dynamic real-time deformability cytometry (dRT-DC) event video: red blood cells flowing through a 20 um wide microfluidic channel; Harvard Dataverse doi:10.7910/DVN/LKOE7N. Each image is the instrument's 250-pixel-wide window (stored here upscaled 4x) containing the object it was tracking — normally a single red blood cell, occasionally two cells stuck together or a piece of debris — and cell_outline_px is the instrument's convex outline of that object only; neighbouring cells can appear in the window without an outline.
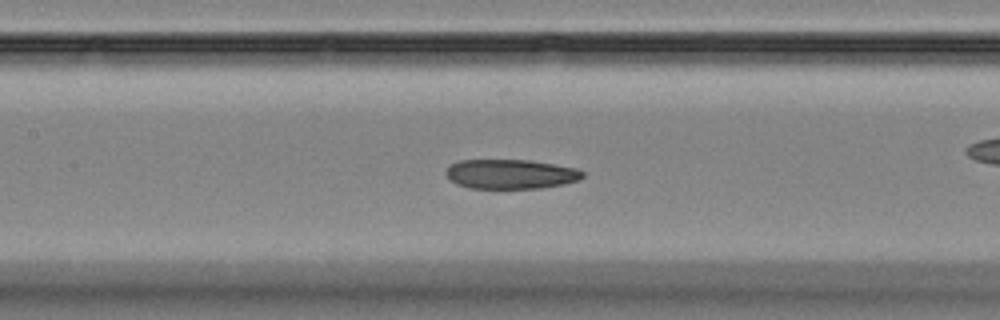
{"species": "Egyptian fruit bat (a non-hibernating species)", "species_latin": "Rousettus aegyptiacus", "temperature_condition": "room temperature", "stored_images_in_passage": 51, "camera_frame_rate_fps": 3000, "um_per_image_px": 0.085, "animal": {"sex": "female"}, "frame": {"image": 1, "passage_image": 25, "time_ms": 8.0, "image_size_px": [1000, 320], "cell_outline_px": [[584, 176], [580, 180], [564, 184], [540, 188], [472, 188], [456, 184], [444, 172], [452, 164], [460, 160], [528, 160], [576, 168], [584, 172]], "centroid_in_image_um": [43.43, 14.8], "position_along_channel_um": 164.0, "area_um2": 23.35}}
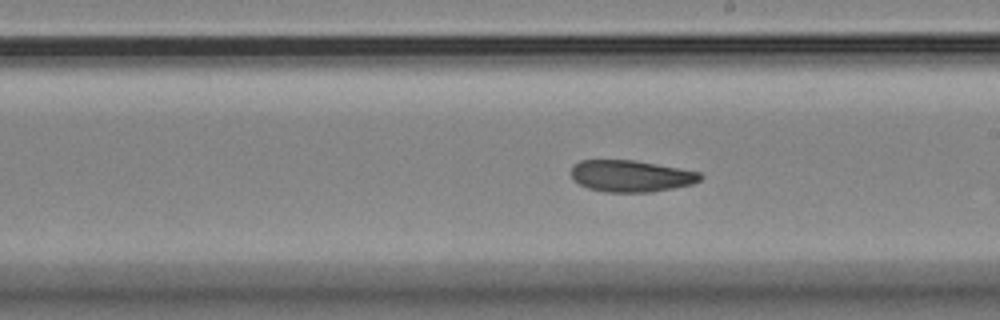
{"frame": {"image": 2, "passage_image": 31, "time_ms": 10.0, "image_size_px": [1000, 320], "cell_outline_px": [[704, 176], [700, 180], [692, 184], [652, 192], [608, 192], [588, 188], [580, 184], [572, 176], [572, 164], [580, 160], [632, 160], [656, 164], [700, 172]], "centroid_in_image_um": [53.64, 14.96], "position_along_channel_um": 235.4, "area_um2": 23.64}}
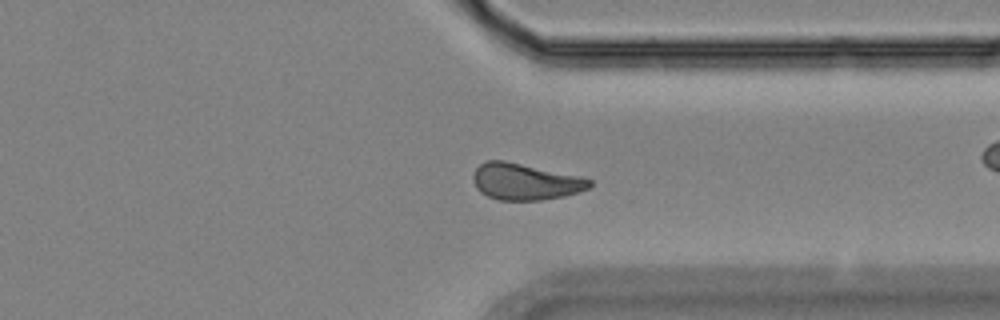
{"frame": {"image": 3, "passage_image": 42, "time_ms": 13.667, "image_size_px": [1000, 320], "cell_outline_px": [[592, 184], [588, 188], [580, 192], [564, 196], [540, 200], [500, 200], [488, 196], [480, 192], [476, 188], [472, 176], [476, 168], [480, 164], [488, 160], [504, 160], [580, 176], [592, 180]], "centroid_in_image_um": [44.64, 15.44], "position_along_channel_um": 366.8, "area_um2": 24.74}, "authors_computed_cell_mechanics": {"area_um2": 24.7384, "velocity_mm_per_s": 3.5852, "shape_relaxation_time_tau1_ms": null, "shape_relaxation_time_tau2_ms": 5.2895, "deformation_change_tau1": null, "deformation_change_tau2": 0.093}}